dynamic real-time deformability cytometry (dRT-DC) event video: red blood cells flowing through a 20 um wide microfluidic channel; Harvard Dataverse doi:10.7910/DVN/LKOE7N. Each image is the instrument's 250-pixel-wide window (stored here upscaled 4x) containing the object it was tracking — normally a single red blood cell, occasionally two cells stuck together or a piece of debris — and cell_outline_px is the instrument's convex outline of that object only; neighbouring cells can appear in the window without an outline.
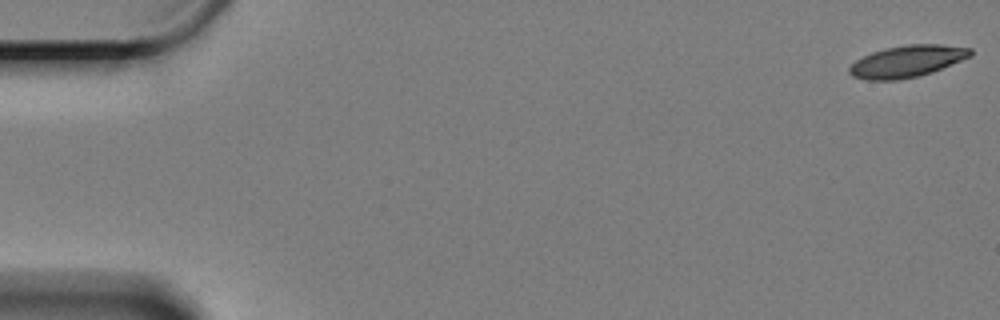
{"species": "Egyptian fruit bat (a non-hibernating species)", "species_latin": "Rousettus aegyptiacus", "temperature_condition": "cold", "stored_images_in_passage": 61, "camera_frame_rate_fps": 3000, "um_per_image_px": 0.085, "animal": {"sex": "female"}, "frame": {"image": 1, "passage_image": 1, "time_ms": 0.0, "image_size_px": [1000, 320], "cell_outline_px": [[972, 56], [932, 72], [920, 76], [900, 80], [864, 80], [852, 76], [848, 72], [848, 68], [856, 60], [872, 52], [888, 48], [908, 44], [940, 44], [972, 48]], "centroid_in_image_um": [77.1, 5.22], "position_along_channel_um": 7.9, "area_um2": 22.48}}
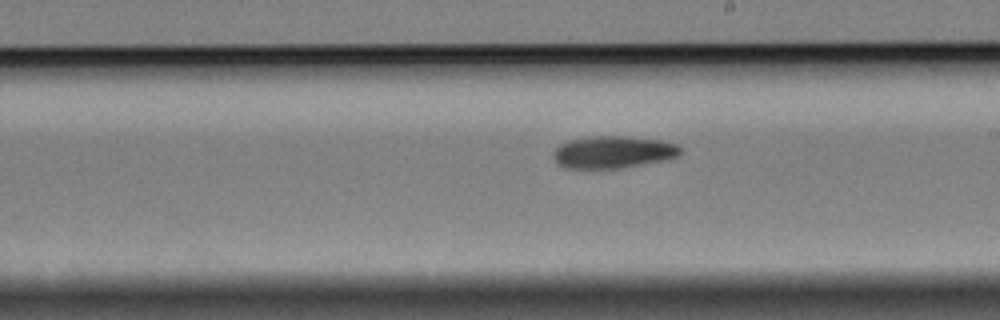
{"frame": {"image": 2, "passage_image": 35, "time_ms": 11.333, "image_size_px": [1000, 320], "cell_outline_px": [[680, 156], [620, 168], [564, 168], [556, 164], [552, 156], [552, 152], [560, 144], [572, 140], [592, 136], [624, 136], [660, 140], [676, 144], [680, 148]], "centroid_in_image_um": [52.05, 12.93], "position_along_channel_um": 236.9, "area_um2": 23.64}}
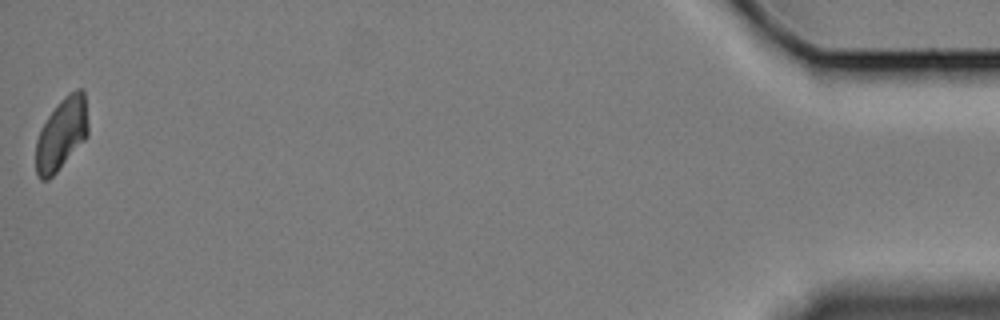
{"frame": {"image": 3, "passage_image": 61, "time_ms": 20.0, "image_size_px": [1000, 320], "cell_outline_px": [[88, 136], [56, 172], [48, 180], [40, 180], [36, 176], [36, 140], [40, 128], [56, 104], [68, 92], [76, 88], [84, 88], [88, 124]], "centroid_in_image_um": [5.23, 11.35], "position_along_channel_um": 430.0, "area_um2": 22.2}, "authors_computed_cell_mechanics": {"area_um2": 23.1778, "velocity_mm_per_s": 3.2763, "shape_relaxation_time_tau1_ms": 8.7199, "shape_relaxation_time_tau2_ms": null, "deformation_change_tau1": 0.1688, "deformation_change_tau2": null}}